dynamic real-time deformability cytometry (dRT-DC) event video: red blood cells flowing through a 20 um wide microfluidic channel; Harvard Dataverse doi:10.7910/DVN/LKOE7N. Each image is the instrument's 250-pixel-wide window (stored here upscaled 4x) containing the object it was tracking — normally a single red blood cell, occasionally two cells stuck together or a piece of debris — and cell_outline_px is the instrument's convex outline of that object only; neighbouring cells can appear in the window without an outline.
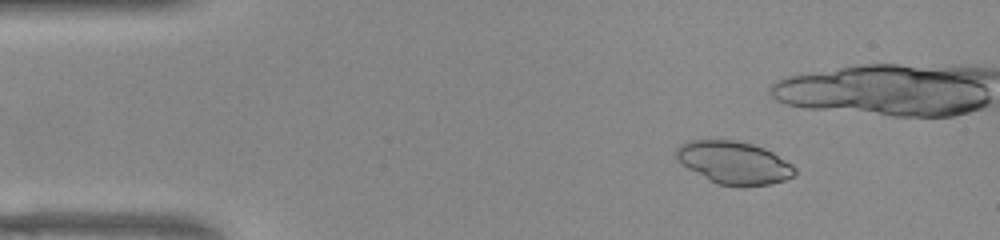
{"species": "common noctule bat (a hibernating species)", "species_latin": "Nyctalus noctula", "temperature_condition": "warm", "stored_images_in_passage": 41, "camera_frame_rate_fps": 3000, "um_per_image_px": 0.085, "animal": {"sex": "female", "body_mass_g": 22.0, "forearm_length_mm": 56.7}, "frame": {"image": 1, "passage_image": 7, "time_ms": 2.0, "image_size_px": [1000, 240], "cell_outline_px": [[796, 172], [792, 176], [784, 180], [768, 184], [716, 184], [708, 180], [680, 164], [676, 160], [676, 148], [680, 144], [688, 140], [736, 140], [752, 144], [764, 148], [772, 152], [792, 164], [796, 168]], "centroid_in_image_um": [62.33, 13.79], "position_along_channel_um": 22.7, "area_um2": 29.13}}